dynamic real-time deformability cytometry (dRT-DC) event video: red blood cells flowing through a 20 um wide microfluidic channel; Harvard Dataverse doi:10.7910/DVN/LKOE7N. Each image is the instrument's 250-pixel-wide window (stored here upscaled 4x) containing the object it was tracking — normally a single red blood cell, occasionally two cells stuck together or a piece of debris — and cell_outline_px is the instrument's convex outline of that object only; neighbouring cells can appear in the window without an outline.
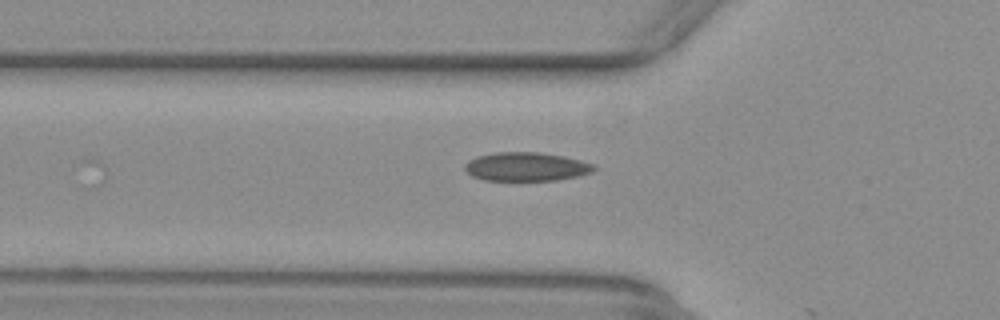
{"species": "common noctule bat (a hibernating species)", "species_latin": "Nyctalus noctula", "temperature_condition": "warm", "stored_images_in_passage": 35, "camera_frame_rate_fps": 3000, "um_per_image_px": 0.085, "animal": {"sex": "female", "body_mass_g": 29.2, "forearm_length_mm": 56.3}, "frame": {"image": 1, "passage_image": 2, "time_ms": 0.333, "image_size_px": [1000, 320], "cell_outline_px": [[596, 168], [592, 172], [576, 176], [556, 180], [484, 180], [472, 176], [464, 168], [464, 164], [468, 160], [476, 156], [496, 152], [540, 152], [564, 156], [580, 160], [592, 164]], "centroid_in_image_um": [44.69, 14.16], "position_along_channel_um": 81.1, "area_um2": 21.56}}
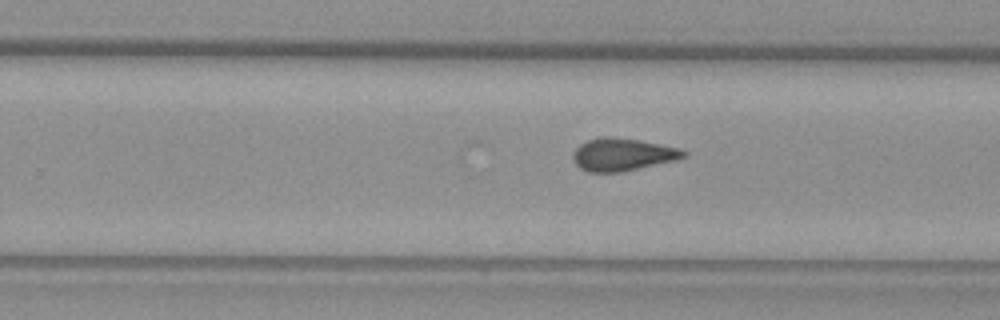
{"frame": {"image": 2, "passage_image": 17, "time_ms": 5.333, "image_size_px": [1000, 320], "cell_outline_px": [[688, 156], [676, 160], [624, 172], [588, 172], [580, 168], [572, 160], [572, 152], [580, 144], [588, 140], [600, 136], [612, 136], [640, 140], [680, 148], [688, 152]], "centroid_in_image_um": [52.92, 13.13], "position_along_channel_um": 276.9, "area_um2": 21.39}}
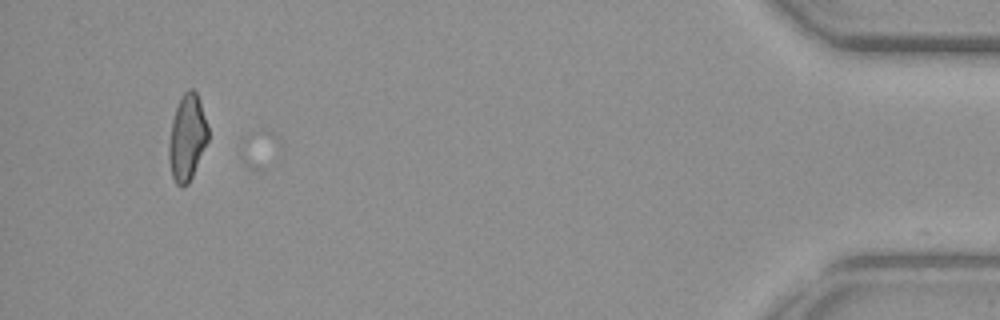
{"frame": {"image": 3, "passage_image": 34, "time_ms": 11.0, "image_size_px": [1000, 320], "cell_outline_px": [[208, 140], [192, 176], [188, 184], [184, 188], [180, 188], [176, 184], [172, 176], [168, 160], [168, 144], [172, 120], [180, 96], [188, 88], [192, 88], [196, 92], [208, 128]], "centroid_in_image_um": [15.88, 11.72], "position_along_channel_um": 419.3, "area_um2": 19.65}, "authors_computed_cell_mechanics": {"area_um2": 20.4612, "velocity_mm_per_s": 3.9012, "shape_relaxation_time_tau1_ms": null, "shape_relaxation_time_tau2_ms": 3.3909, "deformation_change_tau1": null, "deformation_change_tau2": 0.0984}}